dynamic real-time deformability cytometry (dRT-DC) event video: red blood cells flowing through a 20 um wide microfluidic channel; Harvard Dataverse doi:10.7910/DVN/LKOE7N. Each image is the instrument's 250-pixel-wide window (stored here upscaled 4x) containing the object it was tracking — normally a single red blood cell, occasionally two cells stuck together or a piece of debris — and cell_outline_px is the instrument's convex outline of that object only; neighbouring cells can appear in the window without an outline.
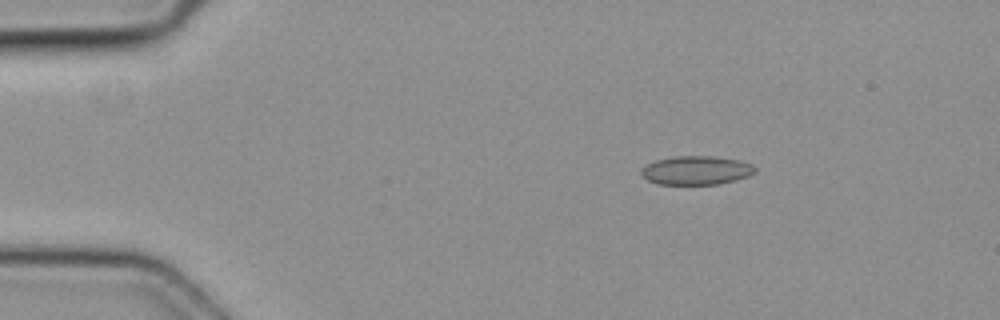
{"species": "common noctule bat (a hibernating species)", "species_latin": "Nyctalus noctula", "temperature_condition": "cold", "stored_images_in_passage": 4, "camera_frame_rate_fps": 3000, "um_per_image_px": 0.085, "animal": {"sex": "female", "body_mass_g": 19.3, "forearm_length_mm": 54.1}, "frame": {"image": 1, "passage_image": 2, "time_ms": 0.333, "image_size_px": [1000, 320], "cell_outline_px": [[756, 172], [748, 176], [736, 180], [720, 184], [656, 184], [648, 180], [640, 172], [648, 164], [656, 160], [676, 156], [712, 156], [740, 160], [752, 164], [756, 168]], "centroid_in_image_um": [59.23, 14.48], "position_along_channel_um": 25.8, "area_um2": 19.02}}